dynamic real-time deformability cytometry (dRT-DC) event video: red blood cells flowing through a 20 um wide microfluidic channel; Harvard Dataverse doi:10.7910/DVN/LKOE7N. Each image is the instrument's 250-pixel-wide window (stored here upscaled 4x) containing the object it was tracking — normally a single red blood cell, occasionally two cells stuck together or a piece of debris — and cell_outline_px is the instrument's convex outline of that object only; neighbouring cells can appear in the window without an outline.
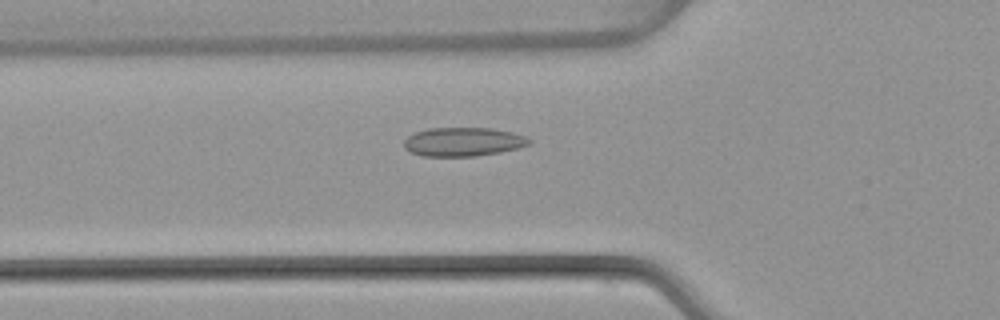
{"species": "common noctule bat (a hibernating species)", "species_latin": "Nyctalus noctula", "temperature_condition": "warm", "stored_images_in_passage": 51, "camera_frame_rate_fps": 3000, "um_per_image_px": 0.085, "animal": {"sex": "female", "body_mass_g": 22.7, "forearm_length_mm": 54.2}, "frame": {"image": 1, "passage_image": 18, "time_ms": 5.667, "image_size_px": [1000, 320], "cell_outline_px": [[532, 140], [528, 144], [520, 148], [500, 152], [476, 156], [420, 156], [404, 148], [404, 140], [408, 136], [416, 132], [428, 128], [492, 128], [512, 132], [524, 136]], "centroid_in_image_um": [39.37, 12.05], "position_along_channel_um": 86.4, "area_um2": 21.04}}
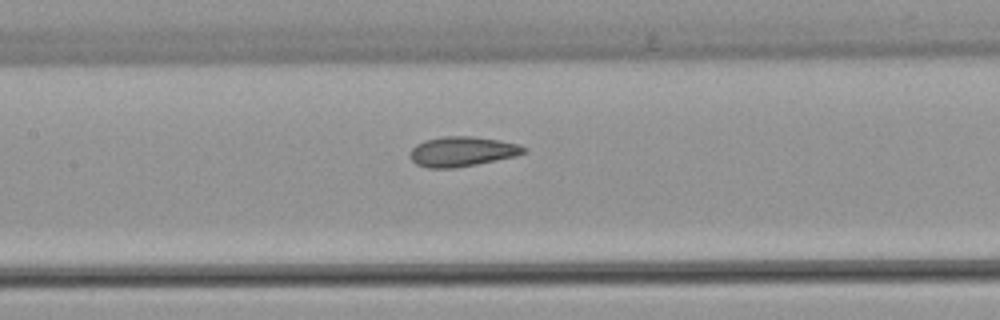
{"frame": {"image": 2, "passage_image": 24, "time_ms": 7.667, "image_size_px": [1000, 320], "cell_outline_px": [[528, 152], [516, 156], [476, 164], [452, 168], [428, 168], [416, 164], [412, 160], [412, 148], [416, 144], [428, 140], [444, 136], [472, 136], [500, 140], [520, 144], [528, 148]], "centroid_in_image_um": [39.36, 12.87], "position_along_channel_um": 168.0, "area_um2": 19.71}}
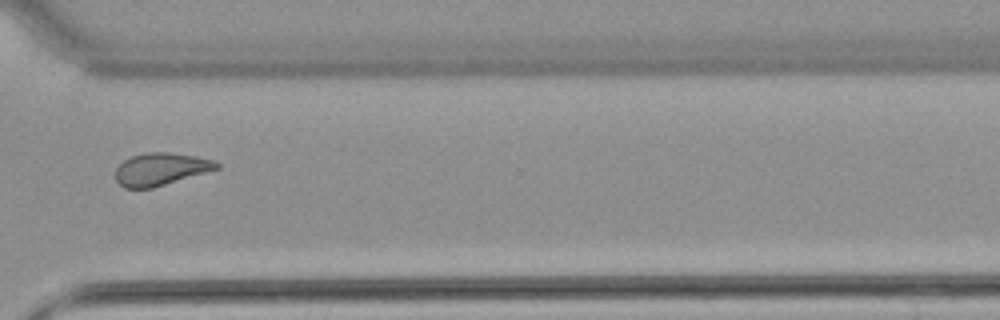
{"frame": {"image": 3, "passage_image": 38, "time_ms": 12.333, "image_size_px": [1000, 320], "cell_outline_px": [[220, 168], [152, 188], [124, 188], [116, 180], [116, 168], [124, 160], [132, 156], [144, 152], [168, 152], [196, 156], [212, 160], [220, 164]], "centroid_in_image_um": [13.65, 14.37], "position_along_channel_um": 356.9, "area_um2": 19.02}, "authors_computed_cell_mechanics": {"area_um2": 20.0566, "velocity_mm_per_s": 4.0538, "shape_relaxation_time_tau1_ms": null, "shape_relaxation_time_tau2_ms": 2.1087, "deformation_change_tau1": null, "deformation_change_tau2": 0.0965}}